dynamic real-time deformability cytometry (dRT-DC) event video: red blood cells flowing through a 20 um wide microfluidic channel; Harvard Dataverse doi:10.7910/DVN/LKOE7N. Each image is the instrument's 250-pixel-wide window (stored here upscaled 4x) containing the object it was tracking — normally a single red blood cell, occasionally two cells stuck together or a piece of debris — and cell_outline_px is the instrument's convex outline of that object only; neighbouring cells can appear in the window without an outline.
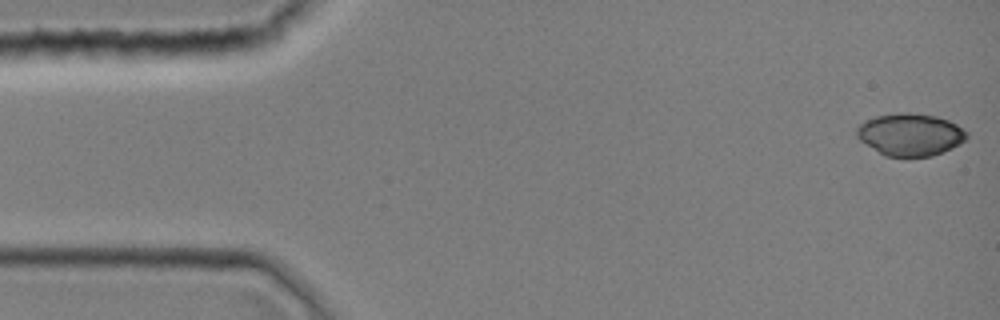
{"species": "common noctule bat (a hibernating species)", "species_latin": "Nyctalus noctula", "temperature_condition": "room temperature", "stored_images_in_passage": 43, "camera_frame_rate_fps": 3000, "um_per_image_px": 0.085, "animal": {"sex": "female", "body_mass_g": 19.0, "forearm_length_mm": 51.5}, "frame": {"image": 1, "passage_image": 1, "time_ms": 0.0, "image_size_px": [1000, 320], "cell_outline_px": [[968, 136], [964, 140], [932, 156], [908, 160], [884, 156], [860, 140], [856, 136], [856, 128], [864, 120], [876, 116], [896, 112], [908, 112], [936, 116], [948, 120], [956, 124], [968, 132]], "centroid_in_image_um": [77.32, 11.46], "position_along_channel_um": 7.7, "area_um2": 27.63}}
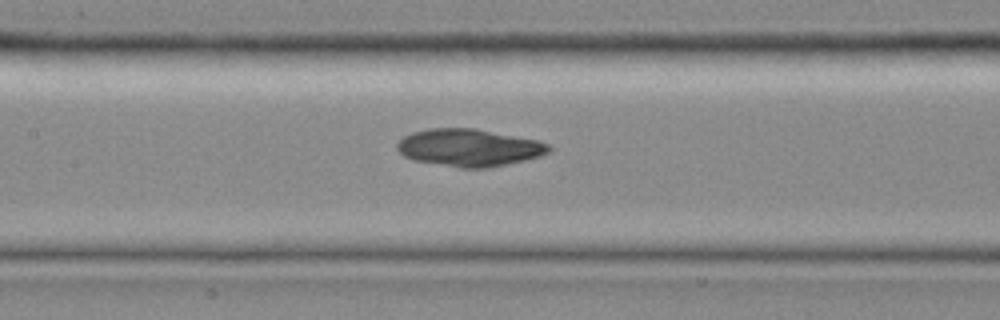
{"frame": {"image": 2, "passage_image": 20, "time_ms": 6.333, "image_size_px": [1000, 320], "cell_outline_px": [[552, 152], [540, 156], [524, 160], [488, 168], [460, 168], [412, 160], [404, 156], [396, 148], [396, 144], [404, 136], [412, 132], [428, 128], [476, 128], [540, 140], [552, 144]], "centroid_in_image_um": [39.91, 12.54], "position_along_channel_um": 167.5, "area_um2": 33.52}}
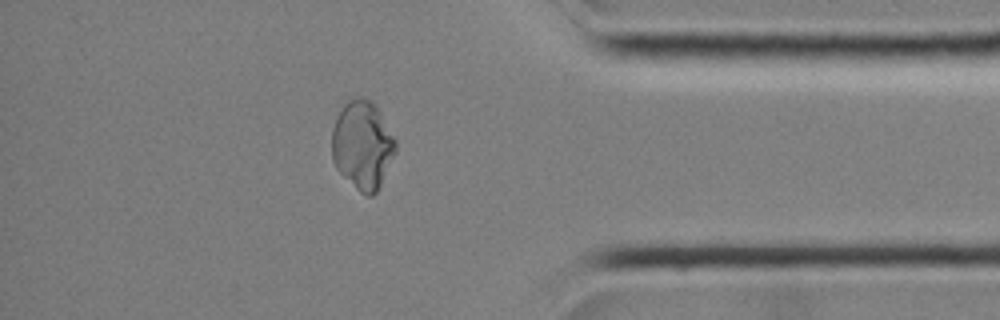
{"frame": {"image": 3, "passage_image": 37, "time_ms": 12.0, "image_size_px": [1000, 320], "cell_outline_px": [[396, 152], [376, 192], [372, 196], [368, 196], [360, 192], [336, 168], [332, 160], [332, 128], [336, 116], [344, 104], [348, 100], [364, 96], [372, 100], [376, 104], [396, 140]], "centroid_in_image_um": [30.81, 12.29], "position_along_channel_um": 404.4, "area_um2": 32.89}}